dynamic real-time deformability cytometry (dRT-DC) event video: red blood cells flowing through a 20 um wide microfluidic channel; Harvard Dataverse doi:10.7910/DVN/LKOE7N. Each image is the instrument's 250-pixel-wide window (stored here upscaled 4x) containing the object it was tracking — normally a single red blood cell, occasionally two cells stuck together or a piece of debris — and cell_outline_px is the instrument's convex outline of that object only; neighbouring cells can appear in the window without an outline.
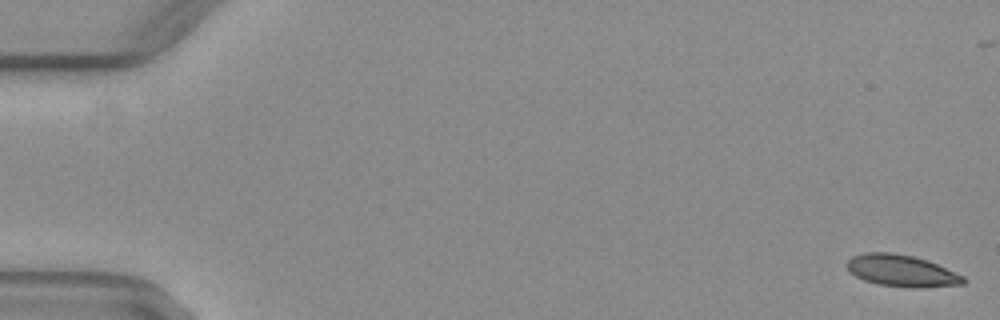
{"species": "common noctule bat (a hibernating species)", "species_latin": "Nyctalus noctula", "temperature_condition": "warm", "stored_images_in_passage": 53, "camera_frame_rate_fps": 3000, "um_per_image_px": 0.085, "animal": {"sex": "female", "body_mass_g": 29.2, "forearm_length_mm": 56.3}, "frame": {"image": 1, "passage_image": 1, "time_ms": 0.0, "image_size_px": [1000, 320], "cell_outline_px": [[968, 280], [964, 284], [920, 288], [912, 288], [880, 284], [864, 280], [856, 276], [844, 264], [852, 256], [864, 252], [892, 252], [912, 256], [928, 260], [964, 276]], "centroid_in_image_um": [76.66, 23.01], "position_along_channel_um": 8.3, "area_um2": 21.62}}
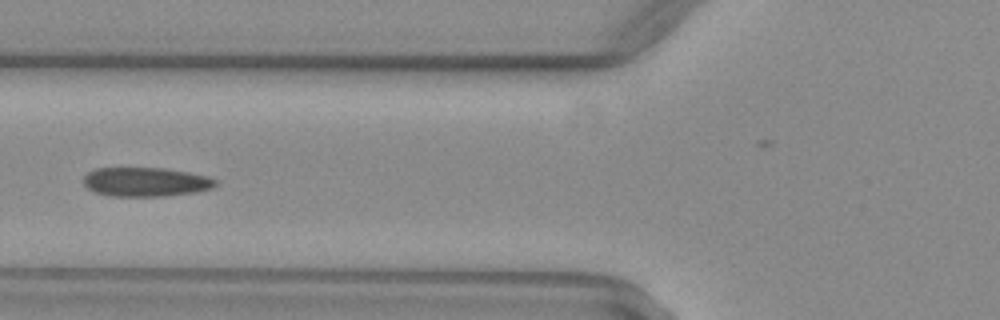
{"frame": {"image": 2, "passage_image": 21, "time_ms": 6.667, "image_size_px": [1000, 320], "cell_outline_px": [[216, 184], [212, 188], [196, 192], [164, 196], [108, 196], [96, 192], [88, 188], [84, 184], [84, 176], [88, 172], [96, 168], [164, 168], [188, 172], [208, 176], [216, 180]], "centroid_in_image_um": [12.38, 15.46], "position_along_channel_um": 113.4, "area_um2": 22.37}}
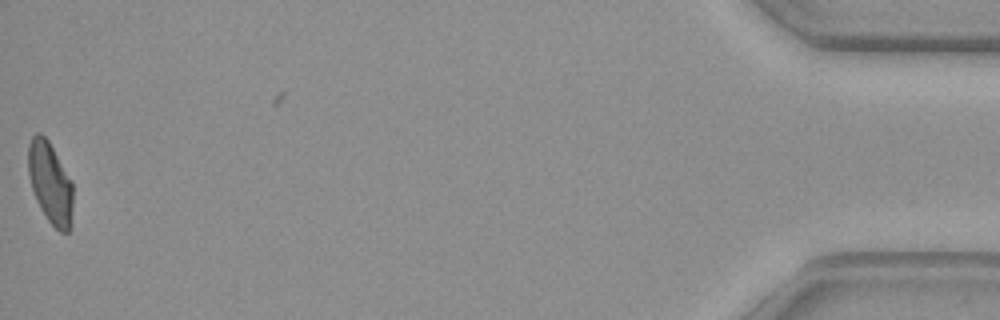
{"frame": {"image": 3, "passage_image": 52, "time_ms": 17.0, "image_size_px": [1000, 320], "cell_outline_px": [[72, 228], [68, 232], [60, 232], [48, 220], [40, 208], [36, 200], [32, 188], [28, 172], [28, 144], [32, 136], [36, 132], [40, 132], [48, 140], [72, 180]], "centroid_in_image_um": [4.28, 15.55], "position_along_channel_um": 430.9, "area_um2": 21.39}, "authors_computed_cell_mechanics": {"area_um2": 22.0796, "velocity_mm_per_s": 4.0294, "shape_relaxation_time_tau1_ms": null, "shape_relaxation_time_tau2_ms": 1.3686, "deformation_change_tau1": null, "deformation_change_tau2": 0.0696}}